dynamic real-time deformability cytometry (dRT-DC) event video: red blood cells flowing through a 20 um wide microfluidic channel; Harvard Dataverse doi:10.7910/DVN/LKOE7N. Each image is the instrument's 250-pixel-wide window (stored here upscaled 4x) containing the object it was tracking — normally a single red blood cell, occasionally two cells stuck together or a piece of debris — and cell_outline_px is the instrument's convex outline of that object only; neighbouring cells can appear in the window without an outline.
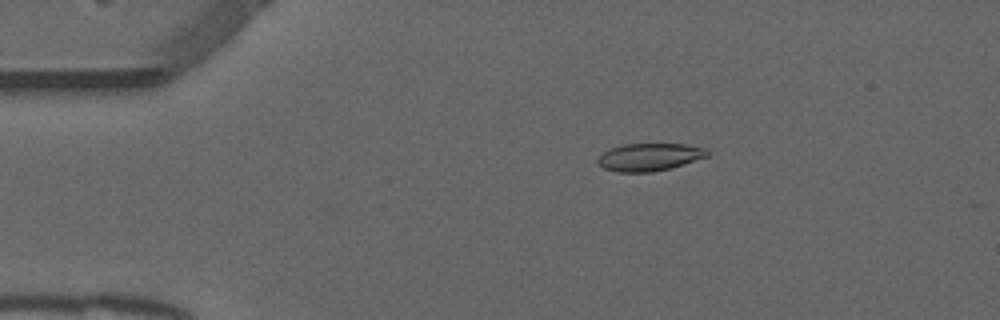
{"species": "common noctule bat (a hibernating species)", "species_latin": "Nyctalus noctula", "temperature_condition": "warm", "stored_images_in_passage": 46, "camera_frame_rate_fps": 3000, "um_per_image_px": 0.085, "animal": {"sex": "male", "forearm_length_mm": 52.5}, "frame": {"image": 1, "passage_image": 3, "time_ms": 0.667, "image_size_px": [1000, 320], "cell_outline_px": [[708, 156], [668, 168], [652, 172], [616, 172], [604, 168], [596, 164], [596, 160], [604, 152], [612, 148], [624, 144], [684, 144], [708, 148]], "centroid_in_image_um": [55.17, 13.35], "position_along_channel_um": 29.8, "area_um2": 17.46}}
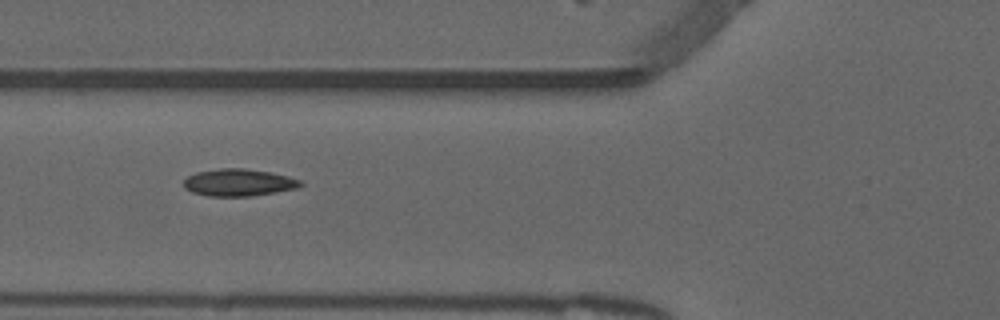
{"frame": {"image": 2, "passage_image": 13, "time_ms": 4.0, "image_size_px": [1000, 320], "cell_outline_px": [[304, 184], [296, 188], [252, 196], [208, 196], [192, 192], [184, 188], [184, 180], [188, 176], [196, 172], [220, 168], [244, 168], [268, 172], [288, 176], [300, 180]], "centroid_in_image_um": [20.26, 15.51], "position_along_channel_um": 105.5, "area_um2": 18.38}}
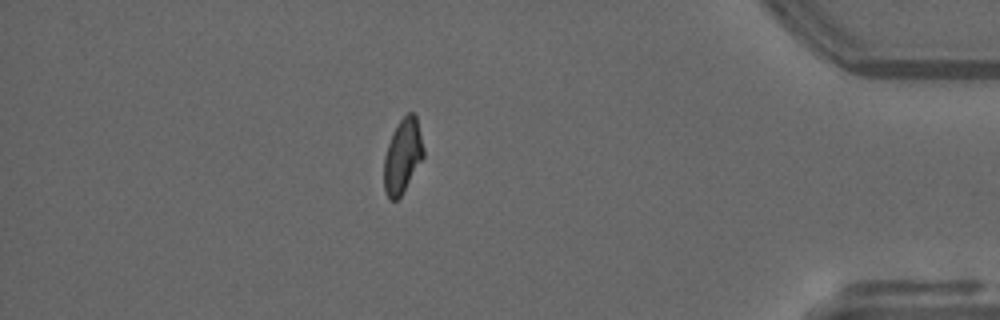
{"frame": {"image": 3, "passage_image": 39, "time_ms": 12.667, "image_size_px": [1000, 320], "cell_outline_px": [[424, 156], [400, 196], [396, 200], [388, 200], [384, 192], [384, 156], [392, 132], [400, 120], [408, 112], [412, 112], [416, 116], [424, 148]], "centroid_in_image_um": [34.2, 13.26], "position_along_channel_um": 401.0, "area_um2": 16.99}, "authors_computed_cell_mechanics": {"area_um2": 17.8602, "velocity_mm_per_s": 3.8921, "shape_relaxation_time_tau1_ms": null, "shape_relaxation_time_tau2_ms": 1.6587, "deformation_change_tau1": null, "deformation_change_tau2": 0.0706}}